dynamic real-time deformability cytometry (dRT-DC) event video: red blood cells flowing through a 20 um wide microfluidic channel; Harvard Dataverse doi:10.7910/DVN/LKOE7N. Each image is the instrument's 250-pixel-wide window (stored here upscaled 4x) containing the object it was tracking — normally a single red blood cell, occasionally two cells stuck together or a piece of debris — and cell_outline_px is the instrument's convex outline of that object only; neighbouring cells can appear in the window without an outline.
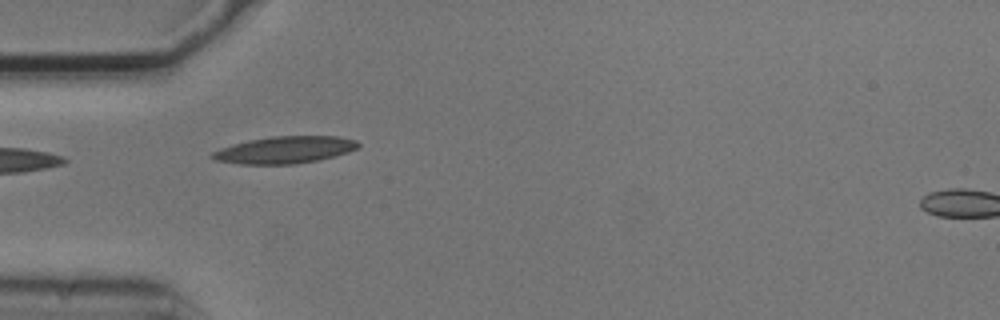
{"species": "common noctule bat (a hibernating species)", "species_latin": "Nyctalus noctula", "temperature_condition": "cold", "stored_images_in_passage": 4, "camera_frame_rate_fps": 3000, "um_per_image_px": 0.085, "animal": {"sex": "male", "body_mass_g": 20.5, "forearm_length_mm": 52.5}, "frame": {"image": 1, "passage_image": 1, "time_ms": 0.0, "image_size_px": [1000, 320], "cell_outline_px": [[360, 148], [348, 152], [320, 160], [296, 164], [240, 164], [216, 160], [208, 156], [212, 152], [220, 148], [232, 144], [248, 140], [272, 136], [340, 136], [356, 140], [360, 144]], "centroid_in_image_um": [24.22, 12.74], "position_along_channel_um": 60.8, "area_um2": 23.24}}
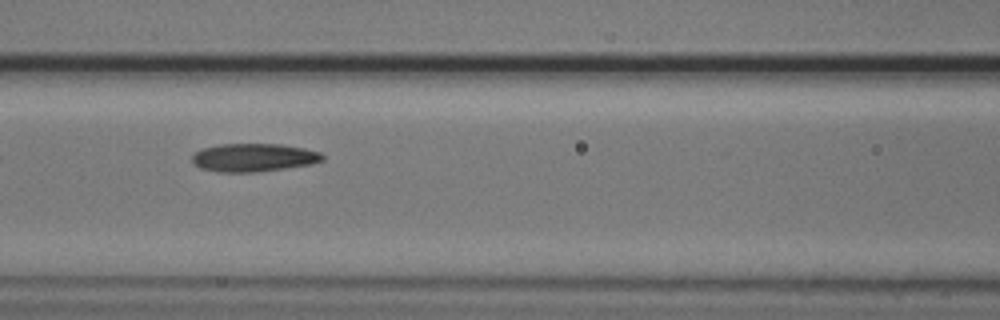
{"frame": {"image": 2, "passage_image": 3, "time_ms": 0.667, "image_size_px": [1000, 320], "cell_outline_px": [[324, 160], [312, 164], [256, 172], [216, 172], [200, 168], [192, 164], [192, 156], [196, 152], [204, 148], [220, 144], [280, 144], [304, 148], [320, 152], [324, 156]], "centroid_in_image_um": [21.55, 13.39], "position_along_channel_um": 145.0, "area_um2": 21.44}}